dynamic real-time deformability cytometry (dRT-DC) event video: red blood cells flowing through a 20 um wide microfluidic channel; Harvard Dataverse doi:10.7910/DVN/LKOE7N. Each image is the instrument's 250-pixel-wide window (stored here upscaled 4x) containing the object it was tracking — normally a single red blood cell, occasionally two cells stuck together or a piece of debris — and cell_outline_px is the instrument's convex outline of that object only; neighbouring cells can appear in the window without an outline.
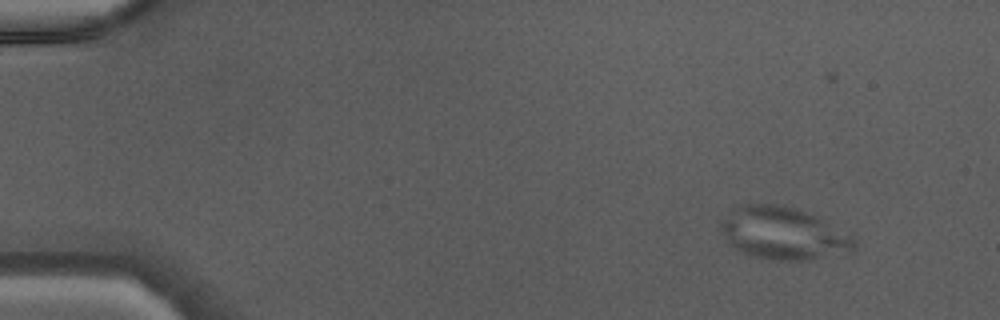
{"species": "Egyptian fruit bat (a non-hibernating species)", "species_latin": "Rousettus aegyptiacus", "temperature_condition": "warm", "stored_images_in_passage": 43, "camera_frame_rate_fps": 3000, "um_per_image_px": 0.085, "animal": {"sex": "male"}, "frame": {"image": 1, "passage_image": 1, "time_ms": 0.0, "image_size_px": [1000, 320], "cell_outline_px": [[860, 240], [856, 248], [852, 252], [808, 260], [764, 260], [736, 252], [728, 244], [720, 228], [720, 224], [732, 212], [744, 204], [776, 204], [792, 208], [816, 216], [824, 220]], "centroid_in_image_um": [66.62, 19.89], "position_along_channel_um": 18.4, "area_um2": 40.98}}
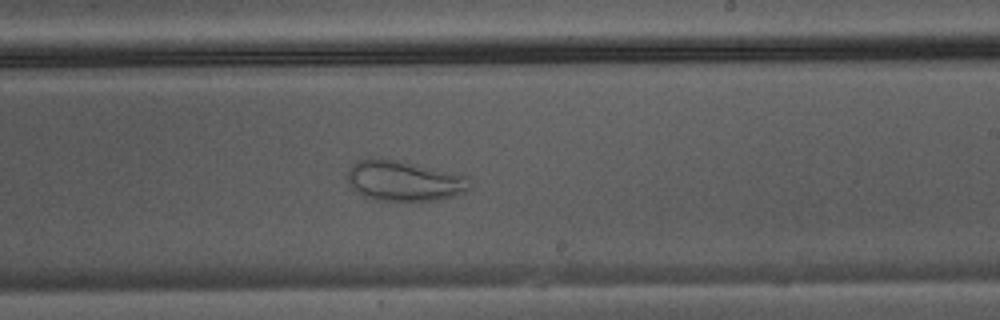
{"frame": {"image": 2, "passage_image": 25, "time_ms": 8.0, "image_size_px": [1000, 320], "cell_outline_px": [[472, 188], [468, 192], [456, 196], [436, 200], [376, 200], [364, 196], [356, 192], [348, 184], [348, 168], [352, 164], [360, 160], [404, 160], [468, 176], [472, 180]], "centroid_in_image_um": [34.44, 15.38], "position_along_channel_um": 254.6, "area_um2": 29.02}}